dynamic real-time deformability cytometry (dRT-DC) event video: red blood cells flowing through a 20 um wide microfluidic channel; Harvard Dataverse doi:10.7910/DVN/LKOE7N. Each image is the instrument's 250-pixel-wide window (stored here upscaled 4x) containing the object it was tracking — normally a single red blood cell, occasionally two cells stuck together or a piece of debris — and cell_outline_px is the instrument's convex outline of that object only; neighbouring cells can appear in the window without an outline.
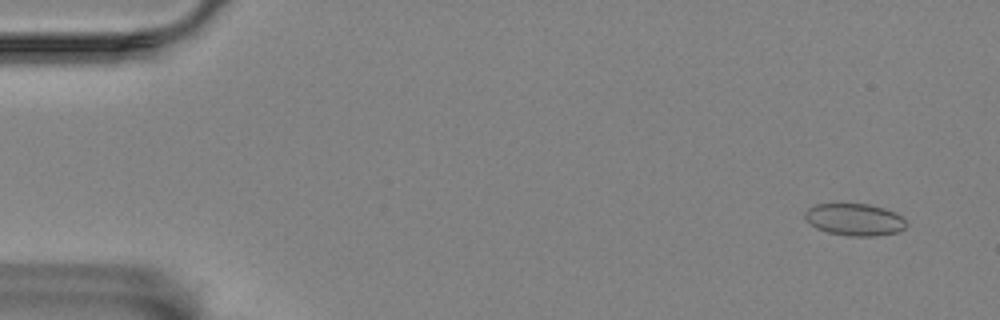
{"species": "Egyptian fruit bat (a non-hibernating species)", "species_latin": "Rousettus aegyptiacus", "temperature_condition": "room temperature", "stored_images_in_passage": 20, "camera_frame_rate_fps": 3000, "um_per_image_px": 0.085, "animal": {"sex": "female"}, "frame": {"image": 1, "passage_image": 4, "time_ms": 1.0, "image_size_px": [1000, 320], "cell_outline_px": [[908, 224], [904, 228], [896, 232], [876, 236], [848, 236], [828, 232], [816, 228], [804, 216], [804, 212], [808, 208], [816, 204], [868, 204], [884, 208], [896, 212]], "centroid_in_image_um": [72.65, 18.66], "position_along_channel_um": 12.4, "area_um2": 18.84}}
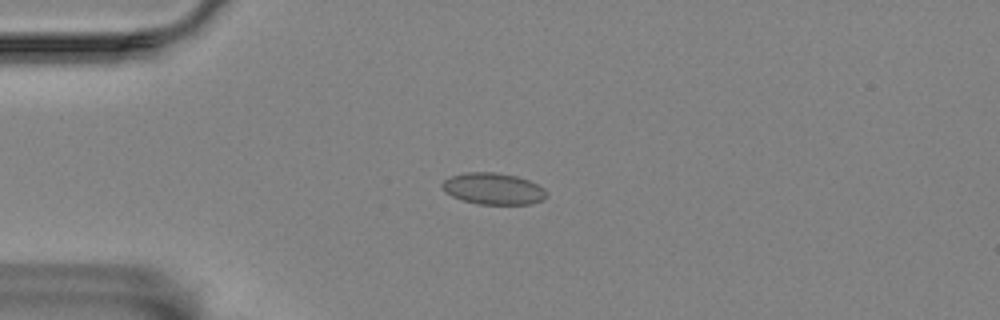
{"frame": {"image": 2, "passage_image": 15, "time_ms": 4.667, "image_size_px": [1000, 320], "cell_outline_px": [[548, 196], [544, 200], [532, 204], [476, 204], [460, 200], [444, 192], [440, 184], [444, 180], [452, 176], [468, 172], [496, 172], [516, 176], [528, 180], [544, 188], [548, 192]], "centroid_in_image_um": [41.94, 16.05], "position_along_channel_um": 43.1, "area_um2": 19.42}}
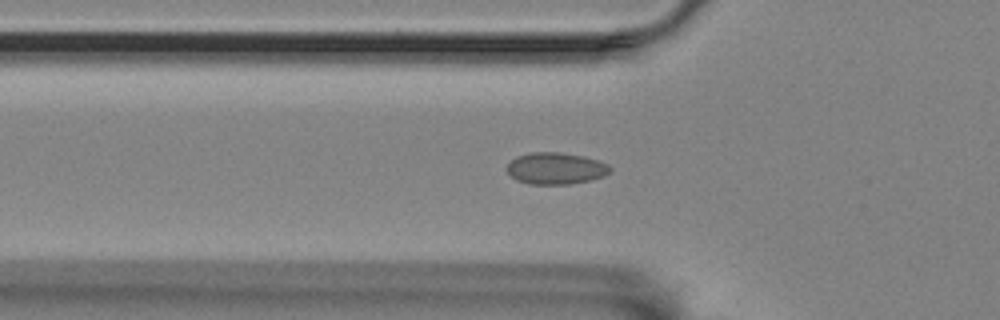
{"frame": {"image": 3, "passage_image": 20, "time_ms": 6.333, "image_size_px": [1000, 320], "cell_outline_px": [[612, 168], [604, 176], [592, 180], [572, 184], [528, 184], [516, 180], [504, 168], [516, 156], [532, 152], [560, 152], [584, 156], [600, 160], [608, 164]], "centroid_in_image_um": [47.25, 14.31], "position_along_channel_um": 78.6, "area_um2": 19.31}}